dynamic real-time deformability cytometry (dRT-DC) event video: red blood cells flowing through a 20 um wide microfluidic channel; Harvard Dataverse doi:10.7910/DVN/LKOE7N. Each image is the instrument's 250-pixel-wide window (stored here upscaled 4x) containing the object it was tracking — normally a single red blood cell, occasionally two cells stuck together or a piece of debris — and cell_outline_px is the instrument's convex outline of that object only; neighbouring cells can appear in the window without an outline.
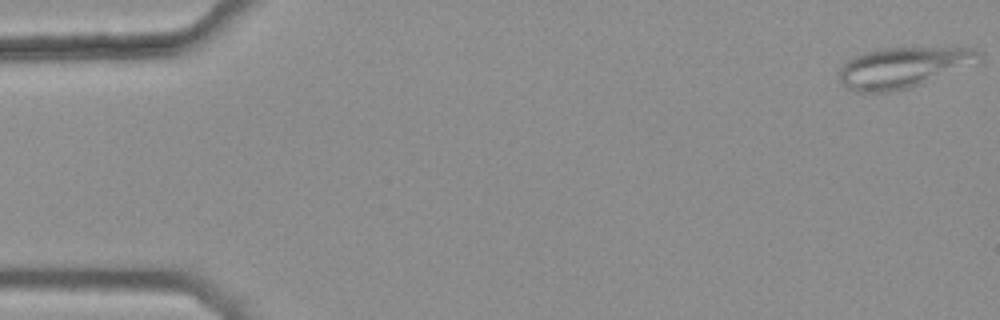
{"species": "common noctule bat (a hibernating species)", "species_latin": "Nyctalus noctula", "temperature_condition": "warm", "stored_images_in_passage": 8, "camera_frame_rate_fps": 3000, "um_per_image_px": 0.085, "animal": {"sex": "female", "body_mass_g": 25.1}, "frame": {"image": 1, "passage_image": 1, "time_ms": 0.0, "image_size_px": [1000, 320], "cell_outline_px": [[984, 60], [920, 84], [908, 88], [892, 92], [856, 92], [844, 88], [840, 84], [840, 68], [852, 56], [864, 52], [880, 48], [976, 48], [980, 52]], "centroid_in_image_um": [76.74, 5.74], "position_along_channel_um": 8.3, "area_um2": 33.18}}